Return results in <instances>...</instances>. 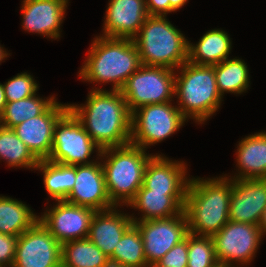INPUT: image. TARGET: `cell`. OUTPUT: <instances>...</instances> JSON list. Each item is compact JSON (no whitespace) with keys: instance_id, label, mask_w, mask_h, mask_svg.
Segmentation results:
<instances>
[{"instance_id":"1","label":"cell","mask_w":266,"mask_h":267,"mask_svg":"<svg viewBox=\"0 0 266 267\" xmlns=\"http://www.w3.org/2000/svg\"><path fill=\"white\" fill-rule=\"evenodd\" d=\"M86 102L69 109L101 150L130 144L132 113L120 91L95 88Z\"/></svg>"},{"instance_id":"2","label":"cell","mask_w":266,"mask_h":267,"mask_svg":"<svg viewBox=\"0 0 266 267\" xmlns=\"http://www.w3.org/2000/svg\"><path fill=\"white\" fill-rule=\"evenodd\" d=\"M231 193L232 178L190 179L184 206L189 233L216 234L229 221Z\"/></svg>"},{"instance_id":"3","label":"cell","mask_w":266,"mask_h":267,"mask_svg":"<svg viewBox=\"0 0 266 267\" xmlns=\"http://www.w3.org/2000/svg\"><path fill=\"white\" fill-rule=\"evenodd\" d=\"M92 43L79 77L91 83L113 82L112 90L120 91L126 80L142 66L133 39L100 35Z\"/></svg>"},{"instance_id":"4","label":"cell","mask_w":266,"mask_h":267,"mask_svg":"<svg viewBox=\"0 0 266 267\" xmlns=\"http://www.w3.org/2000/svg\"><path fill=\"white\" fill-rule=\"evenodd\" d=\"M145 153L144 149L131 143L101 150L100 158H106L102 164L105 187L114 206L117 207L120 201V205L128 206L143 185L145 168L153 156Z\"/></svg>"},{"instance_id":"5","label":"cell","mask_w":266,"mask_h":267,"mask_svg":"<svg viewBox=\"0 0 266 267\" xmlns=\"http://www.w3.org/2000/svg\"><path fill=\"white\" fill-rule=\"evenodd\" d=\"M142 65L178 69L188 60V42L166 16H149L133 38Z\"/></svg>"},{"instance_id":"6","label":"cell","mask_w":266,"mask_h":267,"mask_svg":"<svg viewBox=\"0 0 266 267\" xmlns=\"http://www.w3.org/2000/svg\"><path fill=\"white\" fill-rule=\"evenodd\" d=\"M178 69L181 71L175 76L178 108L186 119L203 124L219 109L223 98L217 88L214 67L187 61Z\"/></svg>"},{"instance_id":"7","label":"cell","mask_w":266,"mask_h":267,"mask_svg":"<svg viewBox=\"0 0 266 267\" xmlns=\"http://www.w3.org/2000/svg\"><path fill=\"white\" fill-rule=\"evenodd\" d=\"M176 74L168 67L142 65L120 90L130 112L148 104L171 102L175 96Z\"/></svg>"},{"instance_id":"8","label":"cell","mask_w":266,"mask_h":267,"mask_svg":"<svg viewBox=\"0 0 266 267\" xmlns=\"http://www.w3.org/2000/svg\"><path fill=\"white\" fill-rule=\"evenodd\" d=\"M172 103L148 104L132 112L130 143L145 148L165 140L184 125L186 118Z\"/></svg>"},{"instance_id":"9","label":"cell","mask_w":266,"mask_h":267,"mask_svg":"<svg viewBox=\"0 0 266 267\" xmlns=\"http://www.w3.org/2000/svg\"><path fill=\"white\" fill-rule=\"evenodd\" d=\"M100 155L101 149L91 139L82 123L68 109L54 127L53 143L47 160L64 165L91 164L88 161L94 149Z\"/></svg>"},{"instance_id":"10","label":"cell","mask_w":266,"mask_h":267,"mask_svg":"<svg viewBox=\"0 0 266 267\" xmlns=\"http://www.w3.org/2000/svg\"><path fill=\"white\" fill-rule=\"evenodd\" d=\"M263 237L260 227L254 224L228 221L212 236L216 258L221 267H234L250 263ZM234 261V262H233Z\"/></svg>"},{"instance_id":"11","label":"cell","mask_w":266,"mask_h":267,"mask_svg":"<svg viewBox=\"0 0 266 267\" xmlns=\"http://www.w3.org/2000/svg\"><path fill=\"white\" fill-rule=\"evenodd\" d=\"M143 239L144 255L149 267H153L172 247L186 238L188 221L183 211L170 218L138 221L131 216Z\"/></svg>"},{"instance_id":"12","label":"cell","mask_w":266,"mask_h":267,"mask_svg":"<svg viewBox=\"0 0 266 267\" xmlns=\"http://www.w3.org/2000/svg\"><path fill=\"white\" fill-rule=\"evenodd\" d=\"M62 244L38 220L17 240L12 267H61Z\"/></svg>"},{"instance_id":"13","label":"cell","mask_w":266,"mask_h":267,"mask_svg":"<svg viewBox=\"0 0 266 267\" xmlns=\"http://www.w3.org/2000/svg\"><path fill=\"white\" fill-rule=\"evenodd\" d=\"M47 211L39 217V221L61 244L87 238L91 220L96 212L91 208L65 200L58 201L51 210L47 209Z\"/></svg>"},{"instance_id":"14","label":"cell","mask_w":266,"mask_h":267,"mask_svg":"<svg viewBox=\"0 0 266 267\" xmlns=\"http://www.w3.org/2000/svg\"><path fill=\"white\" fill-rule=\"evenodd\" d=\"M101 163L95 161L91 164L76 165L74 187L65 201L95 211H105L115 207L107 194Z\"/></svg>"},{"instance_id":"15","label":"cell","mask_w":266,"mask_h":267,"mask_svg":"<svg viewBox=\"0 0 266 267\" xmlns=\"http://www.w3.org/2000/svg\"><path fill=\"white\" fill-rule=\"evenodd\" d=\"M266 207V179H232L229 220L259 225Z\"/></svg>"},{"instance_id":"16","label":"cell","mask_w":266,"mask_h":267,"mask_svg":"<svg viewBox=\"0 0 266 267\" xmlns=\"http://www.w3.org/2000/svg\"><path fill=\"white\" fill-rule=\"evenodd\" d=\"M69 109V104L54 102L42 115L24 121L13 127L16 135L39 159L50 156L54 127L59 118Z\"/></svg>"},{"instance_id":"17","label":"cell","mask_w":266,"mask_h":267,"mask_svg":"<svg viewBox=\"0 0 266 267\" xmlns=\"http://www.w3.org/2000/svg\"><path fill=\"white\" fill-rule=\"evenodd\" d=\"M148 17L145 0H110L102 36L133 39Z\"/></svg>"},{"instance_id":"18","label":"cell","mask_w":266,"mask_h":267,"mask_svg":"<svg viewBox=\"0 0 266 267\" xmlns=\"http://www.w3.org/2000/svg\"><path fill=\"white\" fill-rule=\"evenodd\" d=\"M23 29L49 38L60 37L68 0H23Z\"/></svg>"},{"instance_id":"19","label":"cell","mask_w":266,"mask_h":267,"mask_svg":"<svg viewBox=\"0 0 266 267\" xmlns=\"http://www.w3.org/2000/svg\"><path fill=\"white\" fill-rule=\"evenodd\" d=\"M186 176L184 162L153 155L144 172L143 186L152 192H187L190 178Z\"/></svg>"},{"instance_id":"20","label":"cell","mask_w":266,"mask_h":267,"mask_svg":"<svg viewBox=\"0 0 266 267\" xmlns=\"http://www.w3.org/2000/svg\"><path fill=\"white\" fill-rule=\"evenodd\" d=\"M133 224L131 216L119 213L116 207L96 211L91 220L87 238L109 258L124 233Z\"/></svg>"},{"instance_id":"21","label":"cell","mask_w":266,"mask_h":267,"mask_svg":"<svg viewBox=\"0 0 266 267\" xmlns=\"http://www.w3.org/2000/svg\"><path fill=\"white\" fill-rule=\"evenodd\" d=\"M186 192H152L143 185L128 204L142 213L140 221L170 218L184 211Z\"/></svg>"},{"instance_id":"22","label":"cell","mask_w":266,"mask_h":267,"mask_svg":"<svg viewBox=\"0 0 266 267\" xmlns=\"http://www.w3.org/2000/svg\"><path fill=\"white\" fill-rule=\"evenodd\" d=\"M237 147L239 175L233 179H266V132L249 135Z\"/></svg>"},{"instance_id":"23","label":"cell","mask_w":266,"mask_h":267,"mask_svg":"<svg viewBox=\"0 0 266 267\" xmlns=\"http://www.w3.org/2000/svg\"><path fill=\"white\" fill-rule=\"evenodd\" d=\"M231 40L227 32L213 29L206 32L197 44L188 42V60L197 65L214 66L228 59Z\"/></svg>"},{"instance_id":"24","label":"cell","mask_w":266,"mask_h":267,"mask_svg":"<svg viewBox=\"0 0 266 267\" xmlns=\"http://www.w3.org/2000/svg\"><path fill=\"white\" fill-rule=\"evenodd\" d=\"M39 220L21 201L0 196V233L19 237Z\"/></svg>"},{"instance_id":"25","label":"cell","mask_w":266,"mask_h":267,"mask_svg":"<svg viewBox=\"0 0 266 267\" xmlns=\"http://www.w3.org/2000/svg\"><path fill=\"white\" fill-rule=\"evenodd\" d=\"M109 258L88 238L62 244L61 267H107Z\"/></svg>"},{"instance_id":"26","label":"cell","mask_w":266,"mask_h":267,"mask_svg":"<svg viewBox=\"0 0 266 267\" xmlns=\"http://www.w3.org/2000/svg\"><path fill=\"white\" fill-rule=\"evenodd\" d=\"M35 169L44 173V185L50 197L56 201L66 200L74 187L76 165H64L44 159L39 161Z\"/></svg>"},{"instance_id":"27","label":"cell","mask_w":266,"mask_h":267,"mask_svg":"<svg viewBox=\"0 0 266 267\" xmlns=\"http://www.w3.org/2000/svg\"><path fill=\"white\" fill-rule=\"evenodd\" d=\"M55 101L53 96L43 100L35 94L19 101L7 102L0 116V125L13 128L24 121L42 115Z\"/></svg>"},{"instance_id":"28","label":"cell","mask_w":266,"mask_h":267,"mask_svg":"<svg viewBox=\"0 0 266 267\" xmlns=\"http://www.w3.org/2000/svg\"><path fill=\"white\" fill-rule=\"evenodd\" d=\"M217 88L222 96L224 92L241 94L249 87V70L242 59H225L214 65Z\"/></svg>"},{"instance_id":"29","label":"cell","mask_w":266,"mask_h":267,"mask_svg":"<svg viewBox=\"0 0 266 267\" xmlns=\"http://www.w3.org/2000/svg\"><path fill=\"white\" fill-rule=\"evenodd\" d=\"M109 260L116 265L149 267L144 255L141 233L134 224L124 233Z\"/></svg>"},{"instance_id":"30","label":"cell","mask_w":266,"mask_h":267,"mask_svg":"<svg viewBox=\"0 0 266 267\" xmlns=\"http://www.w3.org/2000/svg\"><path fill=\"white\" fill-rule=\"evenodd\" d=\"M0 159L7 161L10 167L36 168L39 159L16 135L12 128L0 125Z\"/></svg>"},{"instance_id":"31","label":"cell","mask_w":266,"mask_h":267,"mask_svg":"<svg viewBox=\"0 0 266 267\" xmlns=\"http://www.w3.org/2000/svg\"><path fill=\"white\" fill-rule=\"evenodd\" d=\"M187 267H221L215 254L211 236H197L188 233Z\"/></svg>"},{"instance_id":"32","label":"cell","mask_w":266,"mask_h":267,"mask_svg":"<svg viewBox=\"0 0 266 267\" xmlns=\"http://www.w3.org/2000/svg\"><path fill=\"white\" fill-rule=\"evenodd\" d=\"M7 102L19 101L35 95L39 86L27 72L17 74L3 85Z\"/></svg>"},{"instance_id":"33","label":"cell","mask_w":266,"mask_h":267,"mask_svg":"<svg viewBox=\"0 0 266 267\" xmlns=\"http://www.w3.org/2000/svg\"><path fill=\"white\" fill-rule=\"evenodd\" d=\"M188 234L180 243L172 247L153 267H187Z\"/></svg>"},{"instance_id":"34","label":"cell","mask_w":266,"mask_h":267,"mask_svg":"<svg viewBox=\"0 0 266 267\" xmlns=\"http://www.w3.org/2000/svg\"><path fill=\"white\" fill-rule=\"evenodd\" d=\"M18 237L0 233V267H12Z\"/></svg>"},{"instance_id":"35","label":"cell","mask_w":266,"mask_h":267,"mask_svg":"<svg viewBox=\"0 0 266 267\" xmlns=\"http://www.w3.org/2000/svg\"><path fill=\"white\" fill-rule=\"evenodd\" d=\"M149 16H166L170 13L169 0H145Z\"/></svg>"},{"instance_id":"36","label":"cell","mask_w":266,"mask_h":267,"mask_svg":"<svg viewBox=\"0 0 266 267\" xmlns=\"http://www.w3.org/2000/svg\"><path fill=\"white\" fill-rule=\"evenodd\" d=\"M169 1H170V12H173V11L175 12L176 10L184 6V4L188 0H169Z\"/></svg>"},{"instance_id":"37","label":"cell","mask_w":266,"mask_h":267,"mask_svg":"<svg viewBox=\"0 0 266 267\" xmlns=\"http://www.w3.org/2000/svg\"><path fill=\"white\" fill-rule=\"evenodd\" d=\"M6 103H7V101L5 98V92H4L3 84H0V116L3 113V110H4Z\"/></svg>"},{"instance_id":"38","label":"cell","mask_w":266,"mask_h":267,"mask_svg":"<svg viewBox=\"0 0 266 267\" xmlns=\"http://www.w3.org/2000/svg\"><path fill=\"white\" fill-rule=\"evenodd\" d=\"M258 226L260 227L262 235H265L266 234V207H265V209L263 211V215L261 217V220H260V223H259Z\"/></svg>"},{"instance_id":"39","label":"cell","mask_w":266,"mask_h":267,"mask_svg":"<svg viewBox=\"0 0 266 267\" xmlns=\"http://www.w3.org/2000/svg\"><path fill=\"white\" fill-rule=\"evenodd\" d=\"M7 55H9L7 52H6V50H4L3 49V47H1V45H0V62L2 61V60H4L6 57H7Z\"/></svg>"},{"instance_id":"40","label":"cell","mask_w":266,"mask_h":267,"mask_svg":"<svg viewBox=\"0 0 266 267\" xmlns=\"http://www.w3.org/2000/svg\"><path fill=\"white\" fill-rule=\"evenodd\" d=\"M107 267H130V266H122V265H116V264L110 263Z\"/></svg>"}]
</instances>
